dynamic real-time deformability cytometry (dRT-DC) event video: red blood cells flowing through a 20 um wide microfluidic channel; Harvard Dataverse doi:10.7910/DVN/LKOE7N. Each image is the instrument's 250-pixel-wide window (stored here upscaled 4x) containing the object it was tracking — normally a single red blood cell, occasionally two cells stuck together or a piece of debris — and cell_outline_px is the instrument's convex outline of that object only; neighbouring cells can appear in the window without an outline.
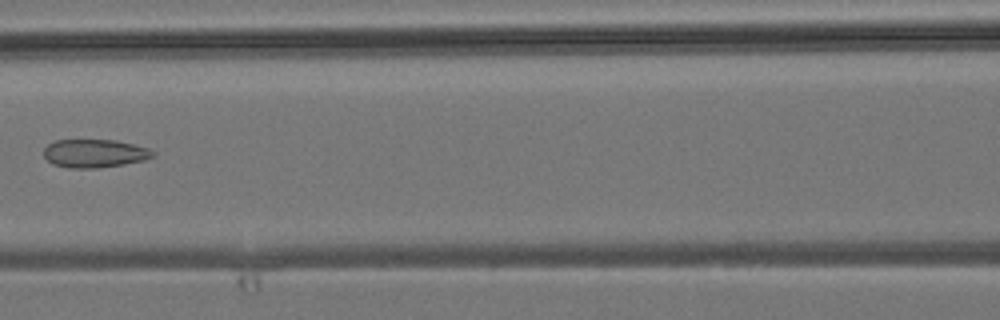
{"species": "common noctule bat (a hibernating species)", "species_latin": "Nyctalus noctula", "temperature_condition": "room temperature", "stored_images_in_passage": 7, "camera_frame_rate_fps": 3000, "um_per_image_px": 0.085, "animal": {"sex": "male", "body_mass_g": 19.2, "forearm_length_mm": 51.8}, "frame": {"image": 1, "passage_image": 7, "time_ms": 7.0, "image_size_px": [1000, 320], "cell_outline_px": [[156, 156], [144, 160], [124, 164], [96, 168], [68, 168], [52, 164], [44, 156], [44, 148], [48, 144], [56, 140], [116, 140], [148, 148], [156, 152]], "centroid_in_image_um": [8.05, 13.04], "position_along_channel_um": 158.6, "area_um2": 18.03}}